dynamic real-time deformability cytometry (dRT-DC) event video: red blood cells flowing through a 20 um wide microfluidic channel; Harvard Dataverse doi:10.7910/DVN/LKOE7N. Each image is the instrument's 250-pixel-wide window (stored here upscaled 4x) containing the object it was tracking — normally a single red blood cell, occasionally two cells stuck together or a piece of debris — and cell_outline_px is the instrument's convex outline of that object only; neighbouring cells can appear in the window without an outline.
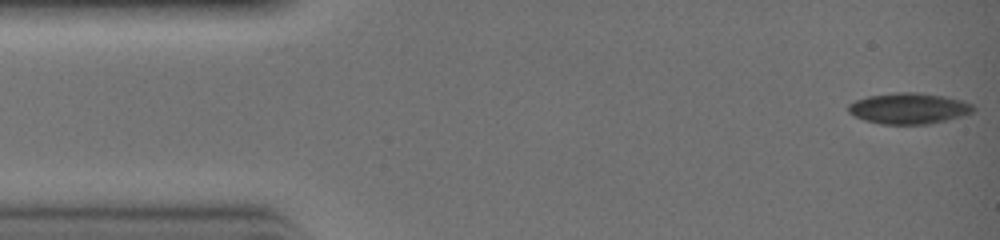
{"species": "common noctule bat (a hibernating species)", "species_latin": "Nyctalus noctula", "temperature_condition": "warm", "stored_images_in_passage": 31, "camera_frame_rate_fps": 3000, "um_per_image_px": 0.085, "animal": {"sex": "female", "body_mass_g": 19.0, "forearm_length_mm": 51.5}, "frame": {"image": 1, "passage_image": 1, "time_ms": 0.0, "image_size_px": [1000, 240], "cell_outline_px": [[976, 108], [972, 112], [960, 116], [928, 124], [880, 124], [864, 120], [848, 112], [848, 104], [856, 100], [868, 96], [900, 92], [916, 92], [940, 96], [960, 100], [972, 104]], "centroid_in_image_um": [77.21, 9.22], "position_along_channel_um": 7.8, "area_um2": 22.2}}
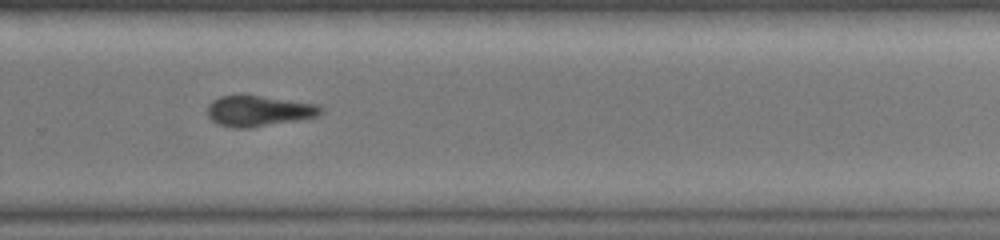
{"frame": {"image": 2, "passage_image": 21, "time_ms": 6.667, "image_size_px": [1000, 240], "cell_outline_px": [[324, 112], [320, 116], [300, 120], [248, 128], [232, 128], [220, 124], [212, 120], [208, 116], [208, 104], [212, 100], [220, 96], [240, 92], [244, 92], [320, 104], [324, 108]], "centroid_in_image_um": [22.04, 9.38], "position_along_channel_um": 307.8, "area_um2": 21.39}}
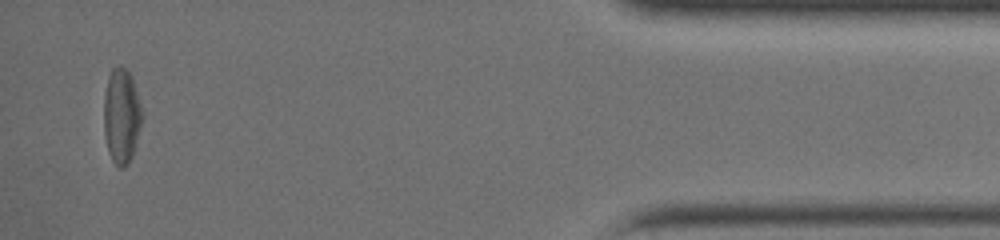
{"frame": {"image": 3, "passage_image": 30, "time_ms": 9.667, "image_size_px": [1000, 240], "cell_outline_px": [[144, 120], [132, 156], [128, 164], [120, 168], [112, 160], [108, 152], [104, 132], [104, 96], [108, 76], [112, 68], [116, 64], [120, 64], [128, 68], [132, 76], [144, 116]], "centroid_in_image_um": [10.35, 9.81], "position_along_channel_um": 424.9, "area_um2": 21.73}}